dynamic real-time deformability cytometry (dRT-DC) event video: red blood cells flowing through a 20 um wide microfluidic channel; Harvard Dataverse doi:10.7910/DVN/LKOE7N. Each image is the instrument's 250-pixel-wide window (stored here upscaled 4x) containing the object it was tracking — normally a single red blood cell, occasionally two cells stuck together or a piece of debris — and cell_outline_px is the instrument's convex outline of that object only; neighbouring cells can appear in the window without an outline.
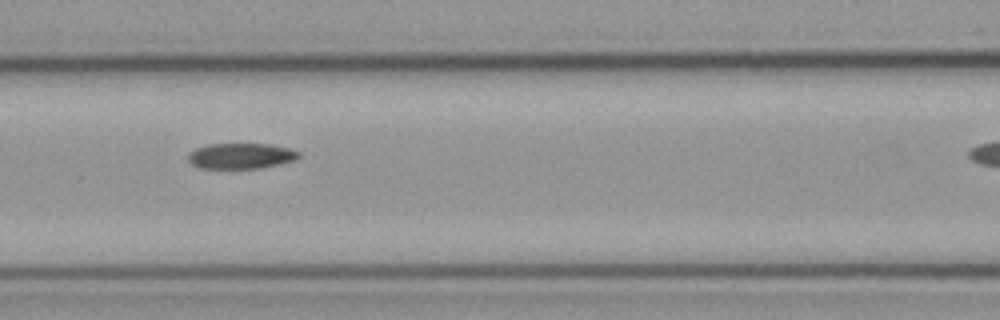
{"species": "common noctule bat (a hibernating species)", "species_latin": "Nyctalus noctula", "temperature_condition": "cold", "stored_images_in_passage": 6, "camera_frame_rate_fps": 3000, "um_per_image_px": 0.085, "animal": {"sex": "male", "body_mass_g": 23.1, "forearm_length_mm": 52.7}, "frame": {"image": 1, "passage_image": 4, "time_ms": 1.0, "image_size_px": [1000, 320], "cell_outline_px": [[300, 156], [296, 160], [280, 164], [260, 168], [200, 168], [192, 164], [188, 160], [188, 152], [196, 148], [208, 144], [272, 144], [288, 148], [300, 152]], "centroid_in_image_um": [20.49, 13.25], "position_along_channel_um": 146.1, "area_um2": 16.59}}
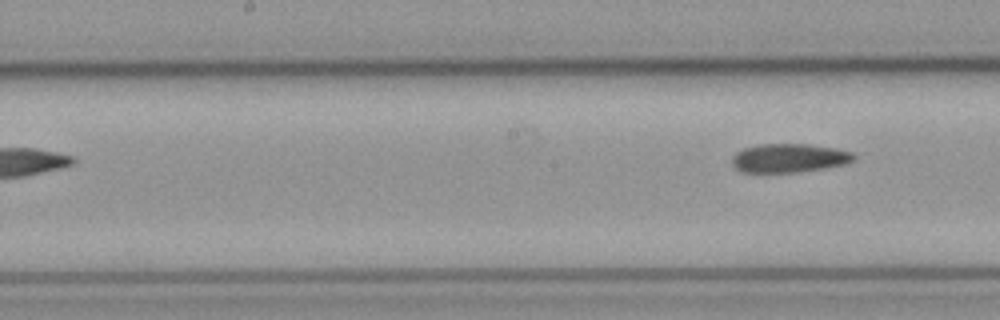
{"frame": {"image": 2, "passage_image": 6, "time_ms": 1.667, "image_size_px": [1000, 320], "cell_outline_px": [[856, 156], [852, 160], [844, 164], [796, 172], [744, 172], [736, 168], [732, 164], [732, 156], [736, 152], [744, 148], [760, 144], [808, 144], [836, 148], [852, 152]], "centroid_in_image_um": [67.05, 13.42], "position_along_channel_um": 181.2, "area_um2": 20.17}}